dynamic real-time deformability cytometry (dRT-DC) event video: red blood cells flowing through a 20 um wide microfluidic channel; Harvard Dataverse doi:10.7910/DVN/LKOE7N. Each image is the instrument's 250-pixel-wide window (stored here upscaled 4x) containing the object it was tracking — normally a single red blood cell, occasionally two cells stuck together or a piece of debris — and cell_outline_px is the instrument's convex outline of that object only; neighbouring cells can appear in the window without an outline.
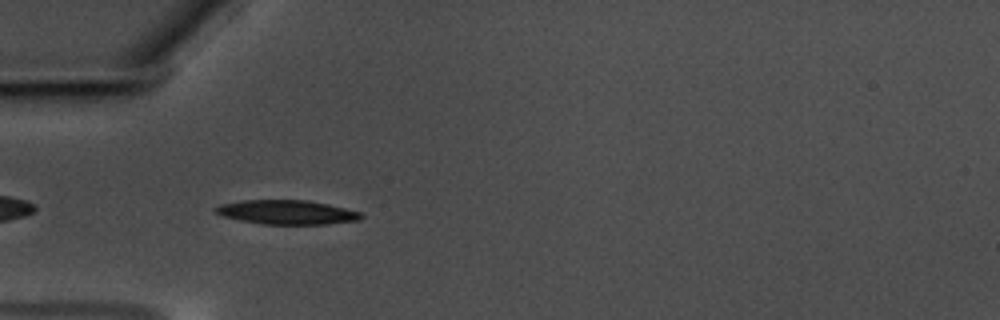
{"species": "common noctule bat (a hibernating species)", "species_latin": "Nyctalus noctula", "temperature_condition": "warm", "stored_images_in_passage": 39, "camera_frame_rate_fps": 3000, "um_per_image_px": 0.085, "animal": {"sex": "male", "body_mass_g": 17.5, "forearm_length_mm": 52.3}, "frame": {"image": 1, "passage_image": 3, "time_ms": 0.667, "image_size_px": [1000, 320], "cell_outline_px": [[364, 216], [360, 220], [328, 224], [264, 224], [240, 220], [224, 216], [212, 212], [212, 208], [220, 204], [244, 200], [308, 200], [328, 204], [360, 212]], "centroid_in_image_um": [24.36, 18.04], "position_along_channel_um": 60.6, "area_um2": 20.58}}
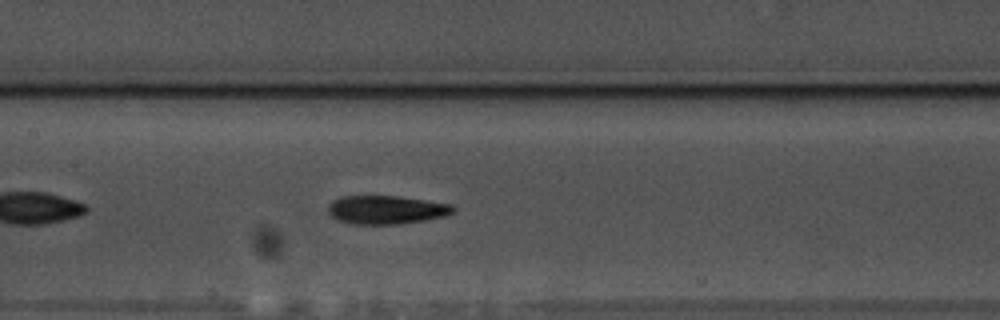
{"frame": {"image": 2, "passage_image": 13, "time_ms": 4.0, "image_size_px": [1000, 320], "cell_outline_px": [[456, 212], [444, 216], [428, 220], [400, 224], [352, 224], [336, 220], [328, 212], [328, 204], [332, 200], [340, 196], [396, 196], [452, 204], [456, 208]], "centroid_in_image_um": [32.83, 17.84], "position_along_channel_um": 174.6, "area_um2": 21.04}}
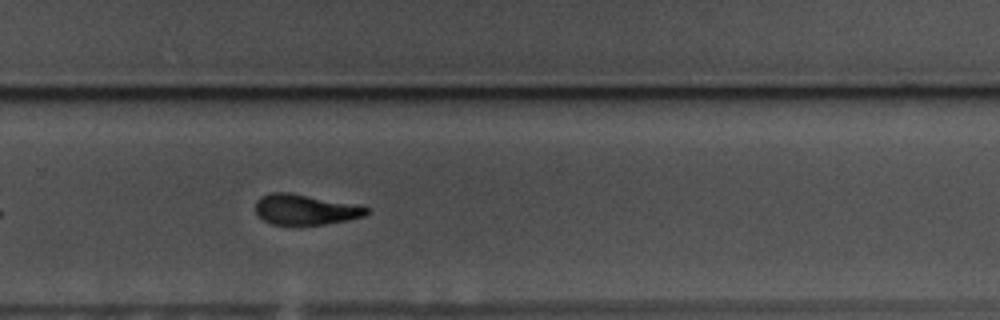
{"frame": {"image": 3, "passage_image": 24, "time_ms": 7.667, "image_size_px": [1000, 320], "cell_outline_px": [[368, 212], [364, 216], [324, 224], [272, 224], [264, 220], [256, 212], [256, 200], [260, 196], [272, 192], [288, 192], [368, 208]], "centroid_in_image_um": [25.85, 17.81], "position_along_channel_um": 303.9, "area_um2": 18.9}, "authors_computed_cell_mechanics": {"area_um2": 20.5768, "velocity_mm_per_s": 3.5296, "shape_relaxation_time_tau1_ms": 3.6891, "shape_relaxation_time_tau2_ms": 2.3091, "deformation_change_tau1": 0.1641, "deformation_change_tau2": 0.1065}}